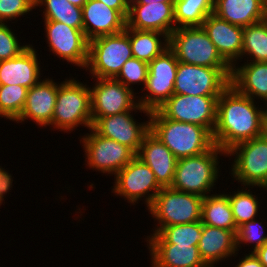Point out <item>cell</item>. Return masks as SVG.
<instances>
[{"label":"cell","mask_w":267,"mask_h":267,"mask_svg":"<svg viewBox=\"0 0 267 267\" xmlns=\"http://www.w3.org/2000/svg\"><path fill=\"white\" fill-rule=\"evenodd\" d=\"M256 104L230 84L217 99L215 145L227 152L238 143L264 134L267 131L266 106L262 108Z\"/></svg>","instance_id":"obj_1"},{"label":"cell","mask_w":267,"mask_h":267,"mask_svg":"<svg viewBox=\"0 0 267 267\" xmlns=\"http://www.w3.org/2000/svg\"><path fill=\"white\" fill-rule=\"evenodd\" d=\"M126 27L136 30L157 31L169 38L176 29L174 2L129 4Z\"/></svg>","instance_id":"obj_18"},{"label":"cell","mask_w":267,"mask_h":267,"mask_svg":"<svg viewBox=\"0 0 267 267\" xmlns=\"http://www.w3.org/2000/svg\"><path fill=\"white\" fill-rule=\"evenodd\" d=\"M133 111L145 113L148 121L137 122L133 116ZM150 113L151 111L138 105L132 111L106 117H92V129L100 136L128 146L137 154L145 135L150 131Z\"/></svg>","instance_id":"obj_14"},{"label":"cell","mask_w":267,"mask_h":267,"mask_svg":"<svg viewBox=\"0 0 267 267\" xmlns=\"http://www.w3.org/2000/svg\"><path fill=\"white\" fill-rule=\"evenodd\" d=\"M243 64L236 63L232 67L230 84L241 94L267 105V62L244 61Z\"/></svg>","instance_id":"obj_25"},{"label":"cell","mask_w":267,"mask_h":267,"mask_svg":"<svg viewBox=\"0 0 267 267\" xmlns=\"http://www.w3.org/2000/svg\"><path fill=\"white\" fill-rule=\"evenodd\" d=\"M235 156L230 172L242 186L259 187L267 191V131L251 140L233 146L226 157Z\"/></svg>","instance_id":"obj_7"},{"label":"cell","mask_w":267,"mask_h":267,"mask_svg":"<svg viewBox=\"0 0 267 267\" xmlns=\"http://www.w3.org/2000/svg\"><path fill=\"white\" fill-rule=\"evenodd\" d=\"M83 32L90 41L125 30L126 19L115 9L98 0H87L82 7Z\"/></svg>","instance_id":"obj_21"},{"label":"cell","mask_w":267,"mask_h":267,"mask_svg":"<svg viewBox=\"0 0 267 267\" xmlns=\"http://www.w3.org/2000/svg\"><path fill=\"white\" fill-rule=\"evenodd\" d=\"M203 197L173 189L161 188L152 204L147 208L154 222H158L151 234L164 227L192 223L201 220Z\"/></svg>","instance_id":"obj_5"},{"label":"cell","mask_w":267,"mask_h":267,"mask_svg":"<svg viewBox=\"0 0 267 267\" xmlns=\"http://www.w3.org/2000/svg\"><path fill=\"white\" fill-rule=\"evenodd\" d=\"M136 156L154 172L162 188L171 187L178 159L151 131L145 135Z\"/></svg>","instance_id":"obj_23"},{"label":"cell","mask_w":267,"mask_h":267,"mask_svg":"<svg viewBox=\"0 0 267 267\" xmlns=\"http://www.w3.org/2000/svg\"><path fill=\"white\" fill-rule=\"evenodd\" d=\"M254 254L258 257L264 267H267V242L262 247L258 248Z\"/></svg>","instance_id":"obj_42"},{"label":"cell","mask_w":267,"mask_h":267,"mask_svg":"<svg viewBox=\"0 0 267 267\" xmlns=\"http://www.w3.org/2000/svg\"><path fill=\"white\" fill-rule=\"evenodd\" d=\"M266 125H267V105H266Z\"/></svg>","instance_id":"obj_46"},{"label":"cell","mask_w":267,"mask_h":267,"mask_svg":"<svg viewBox=\"0 0 267 267\" xmlns=\"http://www.w3.org/2000/svg\"><path fill=\"white\" fill-rule=\"evenodd\" d=\"M89 130L90 133L81 136L79 140L85 152L86 167L115 176L136 156L128 146L100 136L92 128Z\"/></svg>","instance_id":"obj_10"},{"label":"cell","mask_w":267,"mask_h":267,"mask_svg":"<svg viewBox=\"0 0 267 267\" xmlns=\"http://www.w3.org/2000/svg\"><path fill=\"white\" fill-rule=\"evenodd\" d=\"M219 97L173 94L157 110L167 119L203 126L213 134Z\"/></svg>","instance_id":"obj_13"},{"label":"cell","mask_w":267,"mask_h":267,"mask_svg":"<svg viewBox=\"0 0 267 267\" xmlns=\"http://www.w3.org/2000/svg\"><path fill=\"white\" fill-rule=\"evenodd\" d=\"M263 21L267 24V12L265 14V17H264Z\"/></svg>","instance_id":"obj_45"},{"label":"cell","mask_w":267,"mask_h":267,"mask_svg":"<svg viewBox=\"0 0 267 267\" xmlns=\"http://www.w3.org/2000/svg\"><path fill=\"white\" fill-rule=\"evenodd\" d=\"M9 27L8 23H0V61L17 57L30 45L20 44L17 34Z\"/></svg>","instance_id":"obj_37"},{"label":"cell","mask_w":267,"mask_h":267,"mask_svg":"<svg viewBox=\"0 0 267 267\" xmlns=\"http://www.w3.org/2000/svg\"><path fill=\"white\" fill-rule=\"evenodd\" d=\"M219 155L226 157V152L215 145L200 155L178 159L171 187L202 197L208 196L220 176Z\"/></svg>","instance_id":"obj_4"},{"label":"cell","mask_w":267,"mask_h":267,"mask_svg":"<svg viewBox=\"0 0 267 267\" xmlns=\"http://www.w3.org/2000/svg\"><path fill=\"white\" fill-rule=\"evenodd\" d=\"M157 2H174V0H131L129 4H150Z\"/></svg>","instance_id":"obj_43"},{"label":"cell","mask_w":267,"mask_h":267,"mask_svg":"<svg viewBox=\"0 0 267 267\" xmlns=\"http://www.w3.org/2000/svg\"><path fill=\"white\" fill-rule=\"evenodd\" d=\"M48 126L69 133L79 126L92 128L90 86L73 77L58 83L54 114Z\"/></svg>","instance_id":"obj_3"},{"label":"cell","mask_w":267,"mask_h":267,"mask_svg":"<svg viewBox=\"0 0 267 267\" xmlns=\"http://www.w3.org/2000/svg\"><path fill=\"white\" fill-rule=\"evenodd\" d=\"M201 222L204 225H209L217 228L233 231L237 233L231 204L228 194L219 193L209 194L203 197Z\"/></svg>","instance_id":"obj_27"},{"label":"cell","mask_w":267,"mask_h":267,"mask_svg":"<svg viewBox=\"0 0 267 267\" xmlns=\"http://www.w3.org/2000/svg\"><path fill=\"white\" fill-rule=\"evenodd\" d=\"M108 7L117 10L125 19L128 15L129 4L125 0H98Z\"/></svg>","instance_id":"obj_41"},{"label":"cell","mask_w":267,"mask_h":267,"mask_svg":"<svg viewBox=\"0 0 267 267\" xmlns=\"http://www.w3.org/2000/svg\"><path fill=\"white\" fill-rule=\"evenodd\" d=\"M198 249L204 263L214 267L232 256L237 257L239 253L233 231L204 224Z\"/></svg>","instance_id":"obj_24"},{"label":"cell","mask_w":267,"mask_h":267,"mask_svg":"<svg viewBox=\"0 0 267 267\" xmlns=\"http://www.w3.org/2000/svg\"><path fill=\"white\" fill-rule=\"evenodd\" d=\"M96 81L91 90L92 117H106L135 110L138 96L115 78H92Z\"/></svg>","instance_id":"obj_16"},{"label":"cell","mask_w":267,"mask_h":267,"mask_svg":"<svg viewBox=\"0 0 267 267\" xmlns=\"http://www.w3.org/2000/svg\"><path fill=\"white\" fill-rule=\"evenodd\" d=\"M57 93L58 82L49 77L41 79L28 89L24 109L14 122L23 124L29 119L38 127H48L52 122Z\"/></svg>","instance_id":"obj_19"},{"label":"cell","mask_w":267,"mask_h":267,"mask_svg":"<svg viewBox=\"0 0 267 267\" xmlns=\"http://www.w3.org/2000/svg\"><path fill=\"white\" fill-rule=\"evenodd\" d=\"M133 58L129 27L124 31L89 41L88 61L84 70L92 78H115L123 64Z\"/></svg>","instance_id":"obj_6"},{"label":"cell","mask_w":267,"mask_h":267,"mask_svg":"<svg viewBox=\"0 0 267 267\" xmlns=\"http://www.w3.org/2000/svg\"><path fill=\"white\" fill-rule=\"evenodd\" d=\"M168 40V47L179 62L204 67H231L218 53L202 26L176 28Z\"/></svg>","instance_id":"obj_8"},{"label":"cell","mask_w":267,"mask_h":267,"mask_svg":"<svg viewBox=\"0 0 267 267\" xmlns=\"http://www.w3.org/2000/svg\"><path fill=\"white\" fill-rule=\"evenodd\" d=\"M35 6L44 8V20L62 22L70 27L83 30L82 8L71 4L68 0H35Z\"/></svg>","instance_id":"obj_30"},{"label":"cell","mask_w":267,"mask_h":267,"mask_svg":"<svg viewBox=\"0 0 267 267\" xmlns=\"http://www.w3.org/2000/svg\"><path fill=\"white\" fill-rule=\"evenodd\" d=\"M244 56L247 58L246 62H267V24L264 21L243 28L240 62Z\"/></svg>","instance_id":"obj_31"},{"label":"cell","mask_w":267,"mask_h":267,"mask_svg":"<svg viewBox=\"0 0 267 267\" xmlns=\"http://www.w3.org/2000/svg\"><path fill=\"white\" fill-rule=\"evenodd\" d=\"M232 67H204L178 63L174 94L220 96L230 85Z\"/></svg>","instance_id":"obj_9"},{"label":"cell","mask_w":267,"mask_h":267,"mask_svg":"<svg viewBox=\"0 0 267 267\" xmlns=\"http://www.w3.org/2000/svg\"><path fill=\"white\" fill-rule=\"evenodd\" d=\"M13 178L12 174L9 173L5 168H2L0 165V206L2 205L3 201L5 203L4 196L10 192L12 189ZM11 188V189H10Z\"/></svg>","instance_id":"obj_39"},{"label":"cell","mask_w":267,"mask_h":267,"mask_svg":"<svg viewBox=\"0 0 267 267\" xmlns=\"http://www.w3.org/2000/svg\"><path fill=\"white\" fill-rule=\"evenodd\" d=\"M249 188V189H248ZM253 186H243L237 189V192L228 194L231 204L233 218L237 228L246 222L252 221L258 217L260 211V199L255 193H252ZM242 189V190H241ZM248 189V190H247Z\"/></svg>","instance_id":"obj_32"},{"label":"cell","mask_w":267,"mask_h":267,"mask_svg":"<svg viewBox=\"0 0 267 267\" xmlns=\"http://www.w3.org/2000/svg\"><path fill=\"white\" fill-rule=\"evenodd\" d=\"M178 63L175 53L169 47L148 63L146 84L144 89L141 88L144 95L138 96V104L142 108L157 110L174 94Z\"/></svg>","instance_id":"obj_11"},{"label":"cell","mask_w":267,"mask_h":267,"mask_svg":"<svg viewBox=\"0 0 267 267\" xmlns=\"http://www.w3.org/2000/svg\"><path fill=\"white\" fill-rule=\"evenodd\" d=\"M148 76V63L137 58H131L127 60L118 75L115 77L116 80L120 81L123 85L131 90L132 85H143L145 87Z\"/></svg>","instance_id":"obj_36"},{"label":"cell","mask_w":267,"mask_h":267,"mask_svg":"<svg viewBox=\"0 0 267 267\" xmlns=\"http://www.w3.org/2000/svg\"><path fill=\"white\" fill-rule=\"evenodd\" d=\"M201 220L164 227L159 234L170 244L198 246L202 235Z\"/></svg>","instance_id":"obj_34"},{"label":"cell","mask_w":267,"mask_h":267,"mask_svg":"<svg viewBox=\"0 0 267 267\" xmlns=\"http://www.w3.org/2000/svg\"><path fill=\"white\" fill-rule=\"evenodd\" d=\"M151 267H204L198 246L168 243L159 233L146 236Z\"/></svg>","instance_id":"obj_17"},{"label":"cell","mask_w":267,"mask_h":267,"mask_svg":"<svg viewBox=\"0 0 267 267\" xmlns=\"http://www.w3.org/2000/svg\"><path fill=\"white\" fill-rule=\"evenodd\" d=\"M36 50L30 44L17 57L0 61V85H20L29 89L38 83L42 71Z\"/></svg>","instance_id":"obj_22"},{"label":"cell","mask_w":267,"mask_h":267,"mask_svg":"<svg viewBox=\"0 0 267 267\" xmlns=\"http://www.w3.org/2000/svg\"><path fill=\"white\" fill-rule=\"evenodd\" d=\"M214 12V0H174L175 27L202 26Z\"/></svg>","instance_id":"obj_29"},{"label":"cell","mask_w":267,"mask_h":267,"mask_svg":"<svg viewBox=\"0 0 267 267\" xmlns=\"http://www.w3.org/2000/svg\"><path fill=\"white\" fill-rule=\"evenodd\" d=\"M36 10L35 0H0V23H7Z\"/></svg>","instance_id":"obj_38"},{"label":"cell","mask_w":267,"mask_h":267,"mask_svg":"<svg viewBox=\"0 0 267 267\" xmlns=\"http://www.w3.org/2000/svg\"><path fill=\"white\" fill-rule=\"evenodd\" d=\"M129 39L133 58L147 63L159 56L169 45L168 37L157 31L129 28Z\"/></svg>","instance_id":"obj_28"},{"label":"cell","mask_w":267,"mask_h":267,"mask_svg":"<svg viewBox=\"0 0 267 267\" xmlns=\"http://www.w3.org/2000/svg\"><path fill=\"white\" fill-rule=\"evenodd\" d=\"M262 222L258 219L246 222L238 227L236 233L237 251L241 250L243 244L253 246L249 252H255L258 248L262 247L267 242V234L264 233L265 229ZM265 234V235H264ZM242 245V246H241Z\"/></svg>","instance_id":"obj_35"},{"label":"cell","mask_w":267,"mask_h":267,"mask_svg":"<svg viewBox=\"0 0 267 267\" xmlns=\"http://www.w3.org/2000/svg\"><path fill=\"white\" fill-rule=\"evenodd\" d=\"M150 131L177 159L200 155L215 146L213 134L205 127L167 119L158 110L150 113Z\"/></svg>","instance_id":"obj_2"},{"label":"cell","mask_w":267,"mask_h":267,"mask_svg":"<svg viewBox=\"0 0 267 267\" xmlns=\"http://www.w3.org/2000/svg\"><path fill=\"white\" fill-rule=\"evenodd\" d=\"M202 27L218 53L231 67L241 60L243 27L222 20L215 14L208 15Z\"/></svg>","instance_id":"obj_20"},{"label":"cell","mask_w":267,"mask_h":267,"mask_svg":"<svg viewBox=\"0 0 267 267\" xmlns=\"http://www.w3.org/2000/svg\"><path fill=\"white\" fill-rule=\"evenodd\" d=\"M71 4L82 8L83 5L87 2V0H68Z\"/></svg>","instance_id":"obj_44"},{"label":"cell","mask_w":267,"mask_h":267,"mask_svg":"<svg viewBox=\"0 0 267 267\" xmlns=\"http://www.w3.org/2000/svg\"><path fill=\"white\" fill-rule=\"evenodd\" d=\"M266 12L265 0H214L213 14L243 28L263 21Z\"/></svg>","instance_id":"obj_26"},{"label":"cell","mask_w":267,"mask_h":267,"mask_svg":"<svg viewBox=\"0 0 267 267\" xmlns=\"http://www.w3.org/2000/svg\"><path fill=\"white\" fill-rule=\"evenodd\" d=\"M47 46L63 62L85 69L88 61L89 40L83 30L62 22L44 20Z\"/></svg>","instance_id":"obj_15"},{"label":"cell","mask_w":267,"mask_h":267,"mask_svg":"<svg viewBox=\"0 0 267 267\" xmlns=\"http://www.w3.org/2000/svg\"><path fill=\"white\" fill-rule=\"evenodd\" d=\"M28 88L20 85H0V117L15 121L24 109Z\"/></svg>","instance_id":"obj_33"},{"label":"cell","mask_w":267,"mask_h":267,"mask_svg":"<svg viewBox=\"0 0 267 267\" xmlns=\"http://www.w3.org/2000/svg\"><path fill=\"white\" fill-rule=\"evenodd\" d=\"M114 179L112 193L120 198L123 197L130 205H135L140 199L141 201L144 199L148 208L162 188L157 183L154 172L137 156L123 167Z\"/></svg>","instance_id":"obj_12"},{"label":"cell","mask_w":267,"mask_h":267,"mask_svg":"<svg viewBox=\"0 0 267 267\" xmlns=\"http://www.w3.org/2000/svg\"><path fill=\"white\" fill-rule=\"evenodd\" d=\"M234 267H264V265L260 262L258 257L253 253H246L239 259V262Z\"/></svg>","instance_id":"obj_40"}]
</instances>
